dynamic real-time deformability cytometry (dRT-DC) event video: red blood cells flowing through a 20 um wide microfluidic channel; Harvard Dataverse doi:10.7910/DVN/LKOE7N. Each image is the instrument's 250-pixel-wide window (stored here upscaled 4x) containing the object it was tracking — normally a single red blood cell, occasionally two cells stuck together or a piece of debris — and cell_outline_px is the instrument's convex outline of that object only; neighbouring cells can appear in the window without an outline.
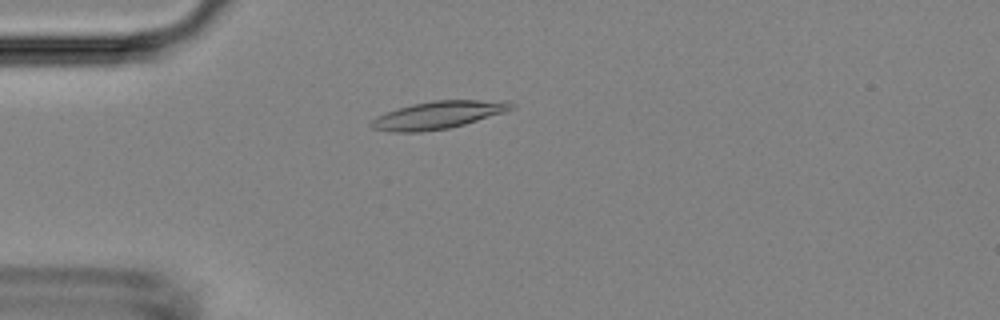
{"species": "Egyptian fruit bat (a non-hibernating species)", "species_latin": "Rousettus aegyptiacus", "temperature_condition": "room temperature", "stored_images_in_passage": 1, "camera_frame_rate_fps": 3000, "um_per_image_px": 0.085, "animal": {"sex": "female"}, "frame": {"image": 1, "passage_image": 1, "time_ms": 0.0, "image_size_px": [1000, 320], "cell_outline_px": [[516, 104], [512, 108], [504, 112], [464, 124], [448, 128], [420, 132], [392, 132], [372, 128], [368, 124], [376, 116], [412, 104], [432, 100], [508, 100]], "centroid_in_image_um": [37.25, 9.77], "position_along_channel_um": 47.7, "area_um2": 22.43}}